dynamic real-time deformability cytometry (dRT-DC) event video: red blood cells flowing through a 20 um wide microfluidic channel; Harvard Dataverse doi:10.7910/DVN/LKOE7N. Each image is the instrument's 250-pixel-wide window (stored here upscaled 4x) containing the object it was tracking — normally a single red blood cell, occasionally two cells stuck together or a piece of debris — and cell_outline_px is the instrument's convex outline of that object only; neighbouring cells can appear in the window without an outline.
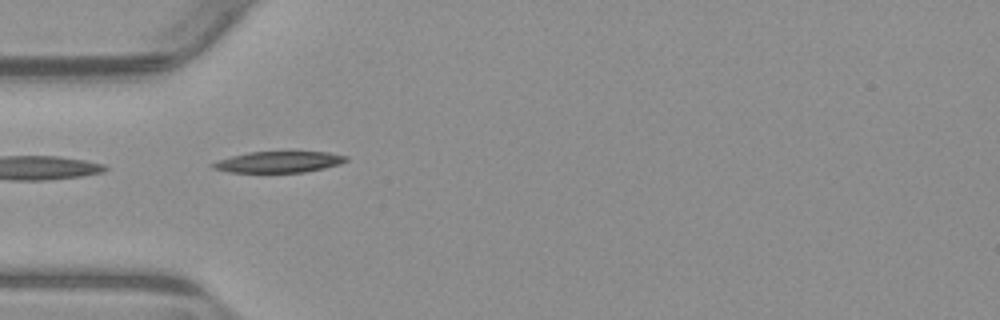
{"species": "common noctule bat (a hibernating species)", "species_latin": "Nyctalus noctula", "temperature_condition": "warm", "stored_images_in_passage": 38, "camera_frame_rate_fps": 3000, "um_per_image_px": 0.085, "animal": {"sex": "male", "body_mass_g": 23.1, "forearm_length_mm": 52.7}, "frame": {"image": 1, "passage_image": 1, "time_ms": 0.0, "image_size_px": [1000, 320], "cell_outline_px": [[348, 160], [340, 164], [324, 168], [304, 172], [228, 172], [212, 168], [208, 164], [216, 160], [248, 152], [328, 152], [348, 156]], "centroid_in_image_um": [23.66, 13.76], "position_along_channel_um": 61.3, "area_um2": 16.47}}
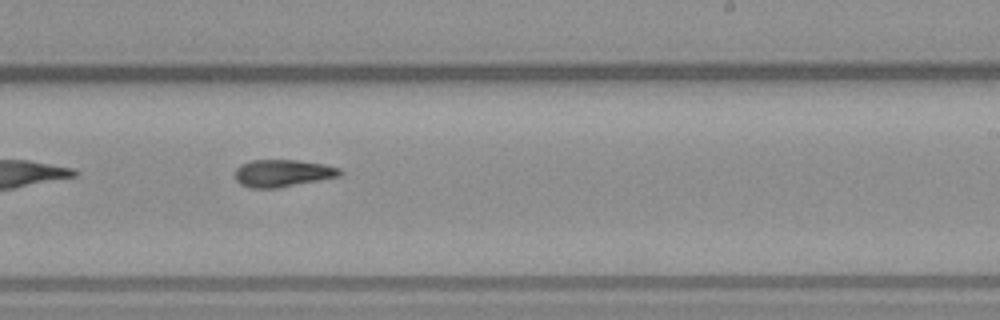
{"frame": {"image": 2, "passage_image": 17, "time_ms": 5.333, "image_size_px": [1000, 320], "cell_outline_px": [[344, 172], [340, 176], [276, 188], [252, 188], [240, 184], [236, 180], [236, 168], [240, 164], [252, 160], [296, 160], [324, 164], [340, 168]], "centroid_in_image_um": [24.03, 14.71], "position_along_channel_um": 265.0, "area_um2": 16.59}}
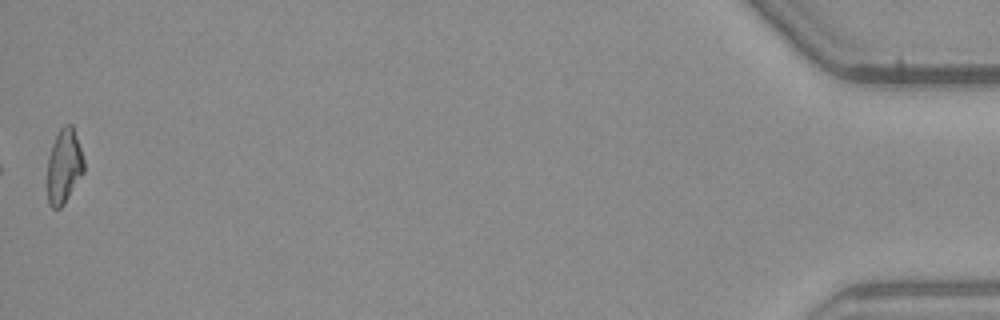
{"frame": {"image": 3, "passage_image": 38, "time_ms": 12.333, "image_size_px": [1000, 320], "cell_outline_px": [[84, 172], [64, 204], [60, 208], [52, 208], [48, 204], [48, 156], [52, 144], [60, 128], [64, 124], [72, 124], [84, 160]], "centroid_in_image_um": [5.44, 14.13], "position_along_channel_um": 429.8, "area_um2": 15.78}}